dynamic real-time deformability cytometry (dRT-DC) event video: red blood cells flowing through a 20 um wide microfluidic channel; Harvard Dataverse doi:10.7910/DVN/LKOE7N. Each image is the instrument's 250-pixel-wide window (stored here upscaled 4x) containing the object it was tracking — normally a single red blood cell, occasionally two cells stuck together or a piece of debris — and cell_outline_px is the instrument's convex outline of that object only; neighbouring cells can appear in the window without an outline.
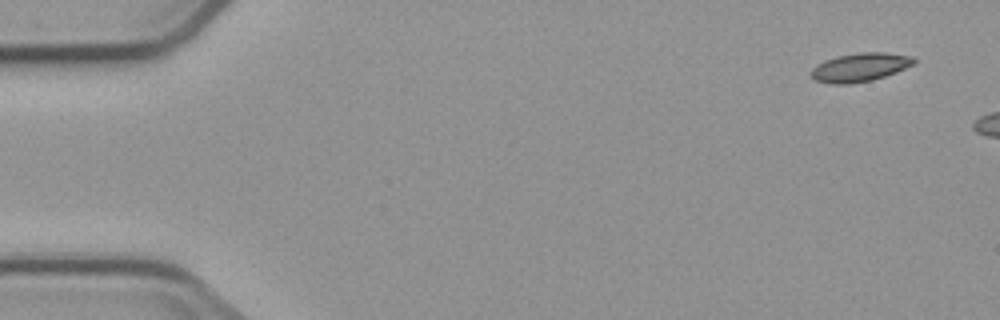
{"species": "common noctule bat (a hibernating species)", "species_latin": "Nyctalus noctula", "temperature_condition": "cold", "stored_images_in_passage": 3, "camera_frame_rate_fps": 3000, "um_per_image_px": 0.085, "animal": {"sex": "male", "body_mass_g": 23.1, "forearm_length_mm": 52.7}, "frame": {"image": 1, "passage_image": 1, "time_ms": 0.0, "image_size_px": [1000, 320], "cell_outline_px": [[916, 64], [896, 72], [872, 80], [848, 84], [832, 84], [816, 80], [812, 76], [812, 68], [816, 64], [824, 60], [836, 56], [860, 52], [884, 52], [912, 56], [916, 60]], "centroid_in_image_um": [73.12, 5.71], "position_along_channel_um": 11.9, "area_um2": 17.17}}